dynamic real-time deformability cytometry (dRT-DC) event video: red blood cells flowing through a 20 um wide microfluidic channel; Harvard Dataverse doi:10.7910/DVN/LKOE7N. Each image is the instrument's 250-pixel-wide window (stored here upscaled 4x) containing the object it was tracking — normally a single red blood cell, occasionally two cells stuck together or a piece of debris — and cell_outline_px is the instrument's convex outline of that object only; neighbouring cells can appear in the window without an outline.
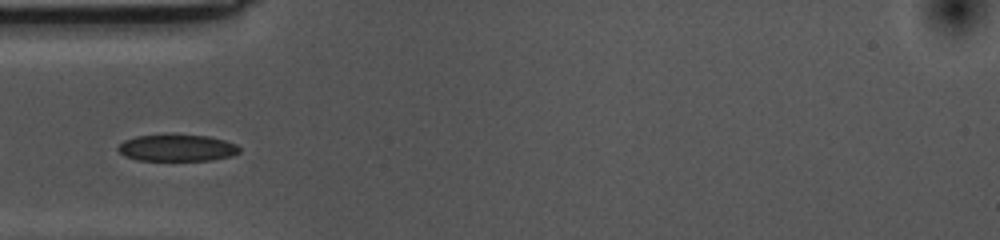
{"species": "common noctule bat (a hibernating species)", "species_latin": "Nyctalus noctula", "temperature_condition": "cold", "stored_images_in_passage": 31, "segment_of_instrument_passage": [2, 2], "camera_frame_rate_fps": 3000, "um_per_image_px": 0.085, "animal": {"sex": "female", "body_mass_g": 10.0, "forearm_length_mm": 53.1}, "frame": {"image": 1, "passage_image": 16, "time_ms": 5.0, "image_size_px": [1000, 240], "cell_outline_px": [[240, 152], [232, 156], [212, 160], [136, 160], [124, 156], [116, 148], [124, 140], [136, 136], [208, 136], [224, 140], [236, 144], [240, 148]], "centroid_in_image_um": [15.05, 12.59], "position_along_channel_um": 69.9, "area_um2": 18.55}}
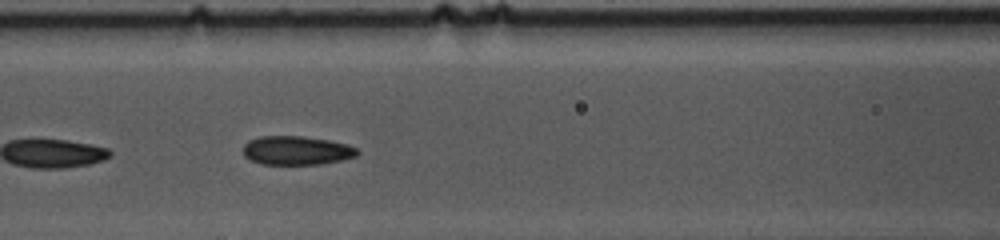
{"frame": {"image": 2, "passage_image": 22, "time_ms": 7.0, "image_size_px": [1000, 240], "cell_outline_px": [[360, 152], [356, 156], [340, 160], [320, 164], [260, 164], [244, 156], [244, 144], [248, 140], [260, 136], [304, 136], [328, 140], [348, 144], [356, 148]], "centroid_in_image_um": [25.2, 12.78], "position_along_channel_um": 141.4, "area_um2": 19.19}}